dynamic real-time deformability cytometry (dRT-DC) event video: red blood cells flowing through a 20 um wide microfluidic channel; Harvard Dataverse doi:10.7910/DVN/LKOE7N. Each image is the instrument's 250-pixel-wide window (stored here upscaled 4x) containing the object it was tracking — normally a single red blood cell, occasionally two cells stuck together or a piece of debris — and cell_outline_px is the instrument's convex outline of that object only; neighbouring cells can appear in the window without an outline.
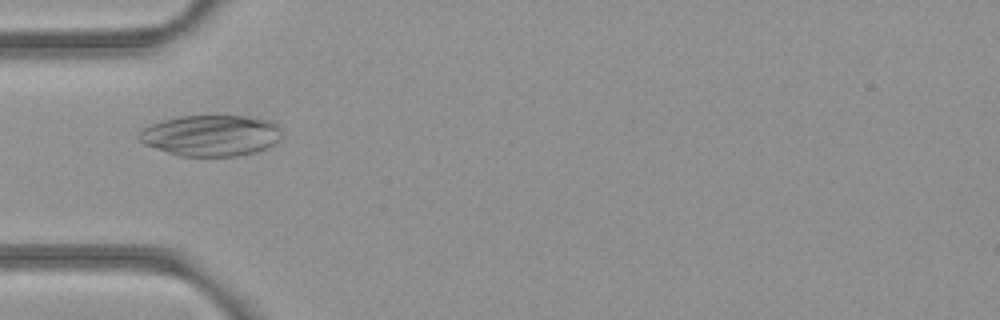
{"species": "common noctule bat (a hibernating species)", "species_latin": "Nyctalus noctula", "temperature_condition": "room temperature", "stored_images_in_passage": 5, "camera_frame_rate_fps": 3000, "um_per_image_px": 0.085, "animal": {"sex": "female", "body_mass_g": 21.9}, "frame": {"image": 1, "passage_image": 1, "time_ms": 0.0, "image_size_px": [1000, 320], "cell_outline_px": [[280, 136], [276, 144], [268, 148], [256, 152], [236, 156], [180, 156], [144, 144], [136, 136], [144, 128], [152, 124], [164, 120], [180, 116], [216, 112], [248, 116], [272, 120], [280, 124]], "centroid_in_image_um": [18.0, 11.46], "position_along_channel_um": 67.0, "area_um2": 35.32}}
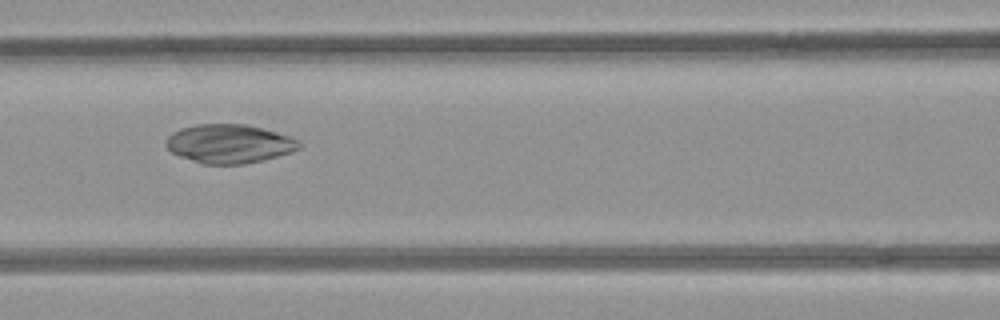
{"frame": {"image": 2, "passage_image": 3, "time_ms": 0.667, "image_size_px": [1000, 320], "cell_outline_px": [[300, 148], [292, 152], [244, 164], [204, 164], [180, 156], [172, 152], [168, 148], [168, 136], [172, 132], [180, 128], [196, 124], [248, 124], [264, 128], [300, 140]], "centroid_in_image_um": [19.5, 12.2], "position_along_channel_um": 147.1, "area_um2": 29.88}}
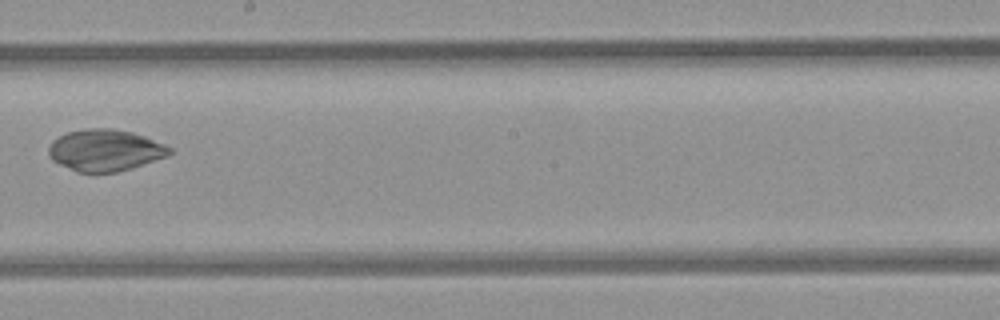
{"frame": {"image": 3, "passage_image": 5, "time_ms": 1.333, "image_size_px": [1000, 320], "cell_outline_px": [[172, 152], [168, 156], [116, 172], [76, 172], [52, 160], [48, 156], [48, 148], [52, 140], [68, 132], [84, 128], [112, 128], [132, 132], [144, 136], [164, 144], [172, 148]], "centroid_in_image_um": [8.91, 12.76], "position_along_channel_um": 239.3, "area_um2": 29.25}}